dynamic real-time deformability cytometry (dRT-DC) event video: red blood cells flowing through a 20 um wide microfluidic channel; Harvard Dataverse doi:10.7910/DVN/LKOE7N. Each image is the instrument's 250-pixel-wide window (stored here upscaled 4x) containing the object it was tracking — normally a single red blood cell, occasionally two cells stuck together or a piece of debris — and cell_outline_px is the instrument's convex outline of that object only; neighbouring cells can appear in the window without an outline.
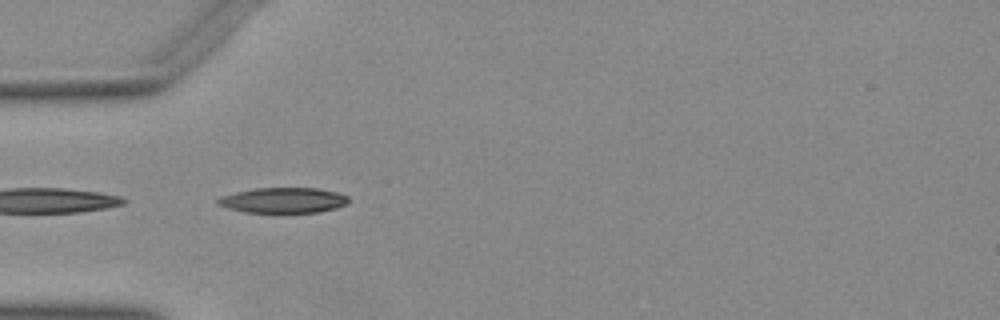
{"species": "Egyptian fruit bat (a non-hibernating species)", "species_latin": "Rousettus aegyptiacus", "temperature_condition": "warm", "stored_images_in_passage": 13, "camera_frame_rate_fps": 3000, "um_per_image_px": 0.085, "animal": {"sex": "female"}, "frame": {"image": 1, "passage_image": 1, "time_ms": 0.0, "image_size_px": [1000, 320], "cell_outline_px": [[348, 204], [336, 208], [316, 212], [244, 212], [228, 208], [216, 204], [216, 200], [220, 196], [236, 192], [256, 188], [316, 188], [336, 192], [348, 196]], "centroid_in_image_um": [24.06, 17.02], "position_along_channel_um": 60.9, "area_um2": 19.25}}
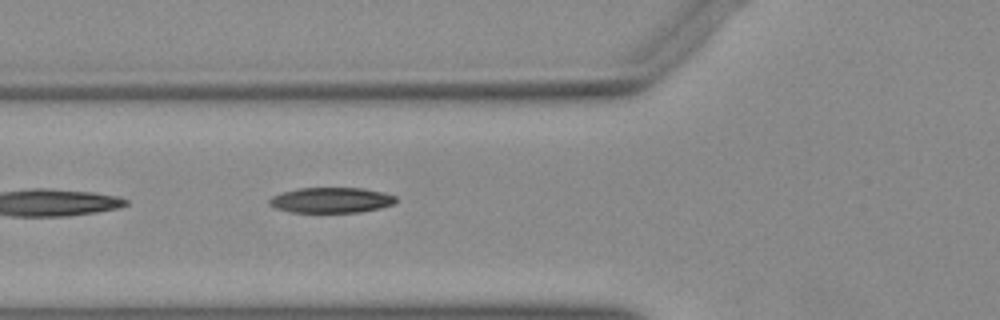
{"frame": {"image": 2, "passage_image": 4, "time_ms": 1.0, "image_size_px": [1000, 320], "cell_outline_px": [[396, 204], [380, 208], [360, 212], [292, 212], [276, 208], [268, 204], [268, 200], [272, 196], [284, 192], [300, 188], [364, 188], [384, 192], [396, 196]], "centroid_in_image_um": [28.19, 17.01], "position_along_channel_um": 97.6, "area_um2": 18.79}}